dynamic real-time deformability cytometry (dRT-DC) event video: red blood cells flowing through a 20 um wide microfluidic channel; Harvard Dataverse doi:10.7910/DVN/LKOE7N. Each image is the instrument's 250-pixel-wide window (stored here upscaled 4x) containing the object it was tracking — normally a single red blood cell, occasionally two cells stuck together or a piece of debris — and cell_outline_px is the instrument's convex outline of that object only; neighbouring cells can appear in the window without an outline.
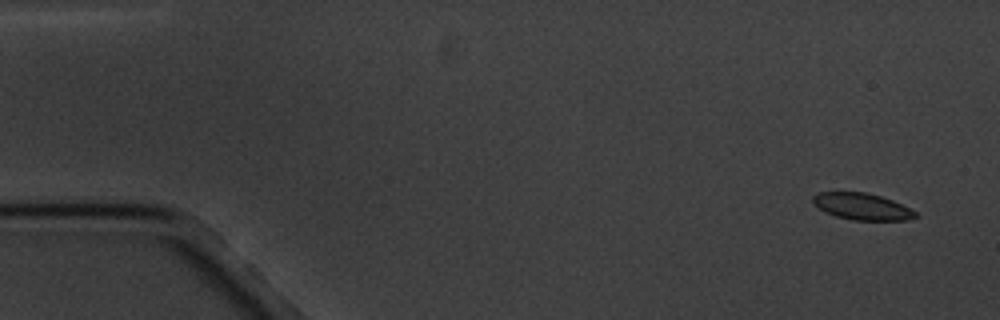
{"species": "common noctule bat (a hibernating species)", "species_latin": "Nyctalus noctula", "temperature_condition": "cold", "stored_images_in_passage": 5, "camera_frame_rate_fps": 3000, "um_per_image_px": 0.085, "animal": {"sex": "male", "body_mass_g": 20.1, "forearm_length_mm": 53.5}, "frame": {"image": 1, "passage_image": 1, "time_ms": 0.0, "image_size_px": [1000, 320], "cell_outline_px": [[920, 216], [908, 220], [852, 220], [836, 216], [824, 212], [812, 200], [812, 196], [816, 192], [864, 192], [880, 196], [892, 200], [916, 212]], "centroid_in_image_um": [73.27, 17.56], "position_along_channel_um": 11.7, "area_um2": 15.84}}
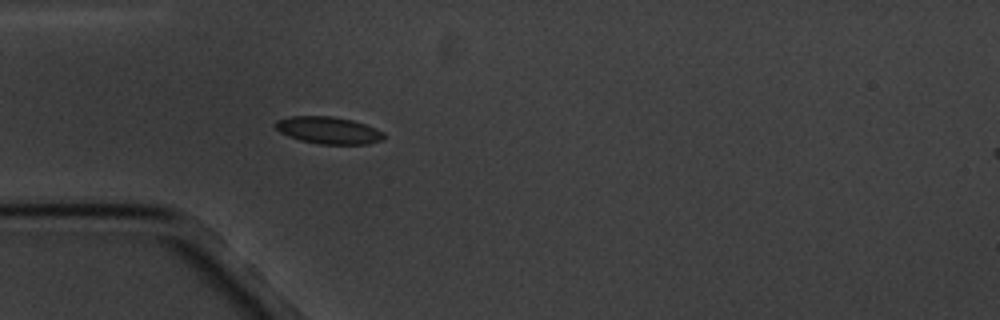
{"frame": {"image": 2, "passage_image": 5, "time_ms": 4.667, "image_size_px": [1000, 320], "cell_outline_px": [[384, 140], [368, 144], [320, 144], [300, 140], [288, 136], [280, 132], [272, 124], [276, 120], [292, 116], [332, 116], [352, 120], [364, 124], [384, 132]], "centroid_in_image_um": [27.9, 11.07], "position_along_channel_um": 57.1, "area_um2": 17.17}}